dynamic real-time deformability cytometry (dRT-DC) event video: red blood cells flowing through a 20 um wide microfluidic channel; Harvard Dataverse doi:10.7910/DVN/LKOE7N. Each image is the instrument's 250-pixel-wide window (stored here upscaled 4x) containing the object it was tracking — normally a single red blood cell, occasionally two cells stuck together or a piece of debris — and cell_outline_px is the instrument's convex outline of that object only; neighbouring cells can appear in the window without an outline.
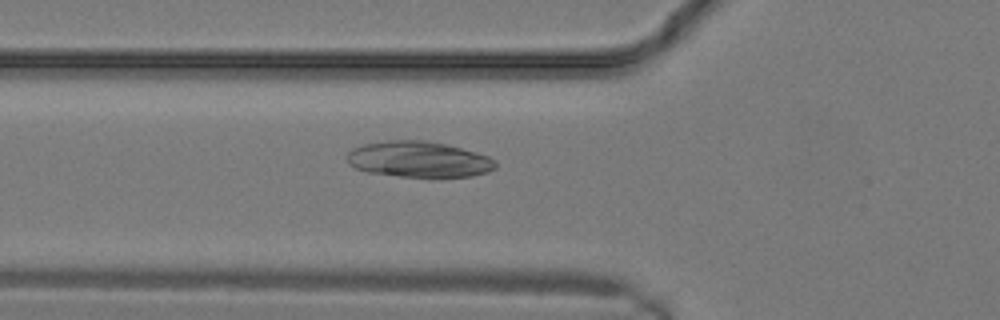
{"species": "common noctule bat (a hibernating species)", "species_latin": "Nyctalus noctula", "temperature_condition": "warm", "stored_images_in_passage": 17, "camera_frame_rate_fps": 3000, "um_per_image_px": 0.085, "animal": {"sex": "male", "body_mass_g": 19.2, "forearm_length_mm": 51.8}, "frame": {"image": 1, "passage_image": 9, "time_ms": 2.667, "image_size_px": [1000, 320], "cell_outline_px": [[496, 168], [488, 172], [472, 176], [400, 176], [368, 172], [356, 168], [348, 164], [348, 152], [352, 148], [364, 144], [388, 140], [424, 140], [444, 144], [476, 152], [488, 156], [496, 160]], "centroid_in_image_um": [35.59, 13.53], "position_along_channel_um": 90.2, "area_um2": 30.81}}
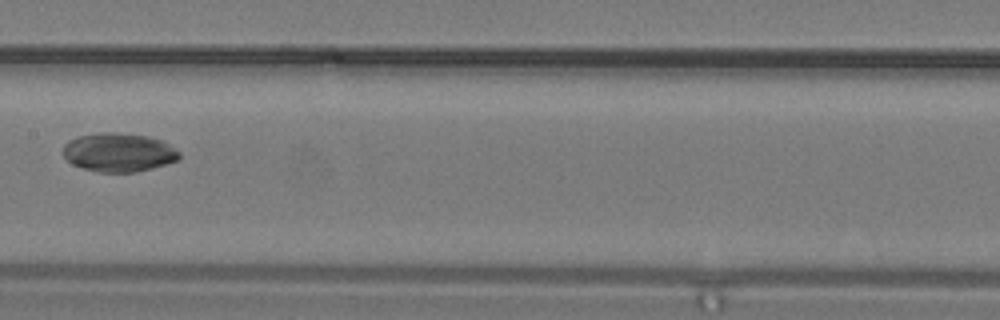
{"frame": {"image": 2, "passage_image": 13, "time_ms": 4.0, "image_size_px": [1000, 320], "cell_outline_px": [[180, 160], [152, 168], [136, 172], [100, 172], [84, 168], [72, 164], [64, 156], [64, 144], [68, 140], [76, 136], [104, 132], [112, 132], [148, 136], [160, 140], [168, 144], [180, 152]], "centroid_in_image_um": [10.09, 12.95], "position_along_channel_um": 197.3, "area_um2": 26.18}}
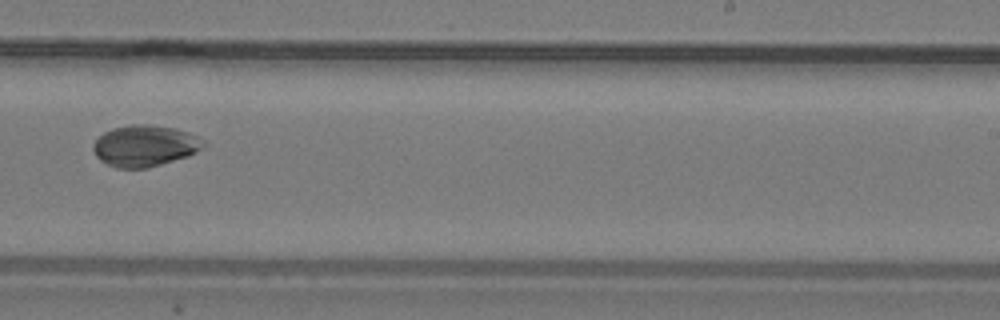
{"frame": {"image": 3, "passage_image": 16, "time_ms": 5.0, "image_size_px": [1000, 320], "cell_outline_px": [[208, 144], [204, 148], [188, 156], [148, 168], [116, 168], [100, 160], [96, 156], [92, 148], [92, 144], [104, 132], [112, 128], [132, 124], [148, 124], [172, 128], [188, 132], [196, 136]], "centroid_in_image_um": [12.31, 12.4], "position_along_channel_um": 276.7, "area_um2": 26.59}}